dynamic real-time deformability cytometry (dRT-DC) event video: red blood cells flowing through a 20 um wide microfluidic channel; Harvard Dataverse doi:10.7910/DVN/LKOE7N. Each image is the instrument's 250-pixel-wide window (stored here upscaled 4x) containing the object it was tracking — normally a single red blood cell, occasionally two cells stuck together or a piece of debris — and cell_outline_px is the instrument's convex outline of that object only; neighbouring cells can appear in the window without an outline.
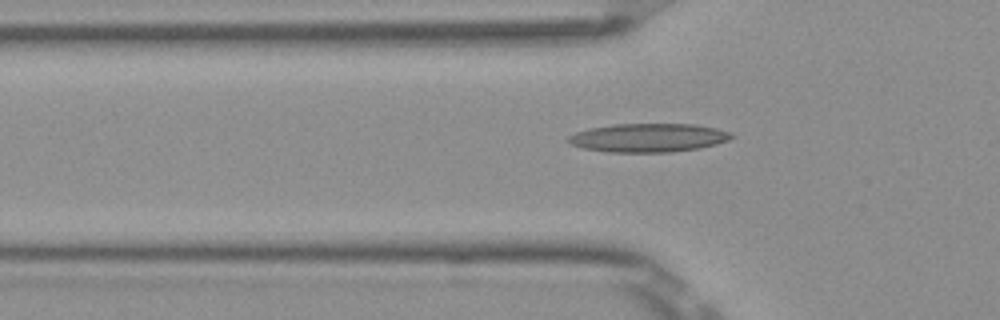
{"species": "Egyptian fruit bat (a non-hibernating species)", "species_latin": "Rousettus aegyptiacus", "temperature_condition": "room temperature", "stored_images_in_passage": 48, "camera_frame_rate_fps": 3000, "um_per_image_px": 0.085, "frame": {"image": 1, "passage_image": 17, "time_ms": 5.333, "image_size_px": [1000, 320], "cell_outline_px": [[736, 136], [728, 140], [716, 144], [700, 148], [672, 152], [608, 152], [584, 148], [572, 144], [568, 140], [568, 136], [576, 132], [588, 128], [612, 124], [696, 124], [716, 128], [732, 132]], "centroid_in_image_um": [55.15, 11.7], "position_along_channel_um": 70.6, "area_um2": 27.34}}
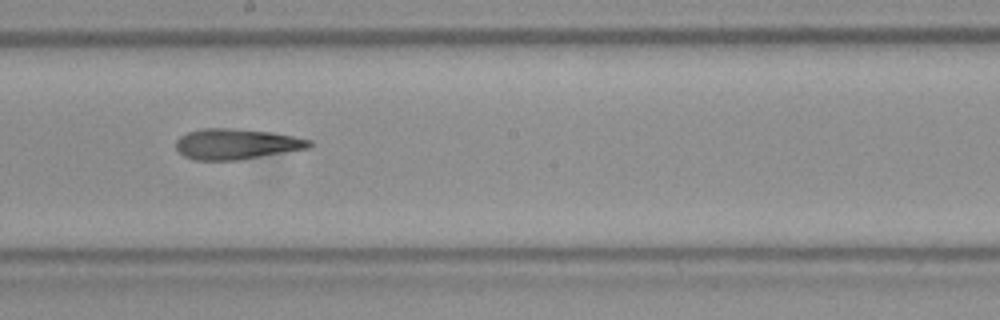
{"frame": {"image": 2, "passage_image": 29, "time_ms": 9.333, "image_size_px": [1000, 320], "cell_outline_px": [[312, 144], [308, 148], [236, 160], [196, 160], [184, 156], [176, 148], [176, 140], [180, 136], [188, 132], [204, 128], [232, 128], [272, 132], [312, 140]], "centroid_in_image_um": [20.06, 12.23], "position_along_channel_um": 228.1, "area_um2": 23.52}}
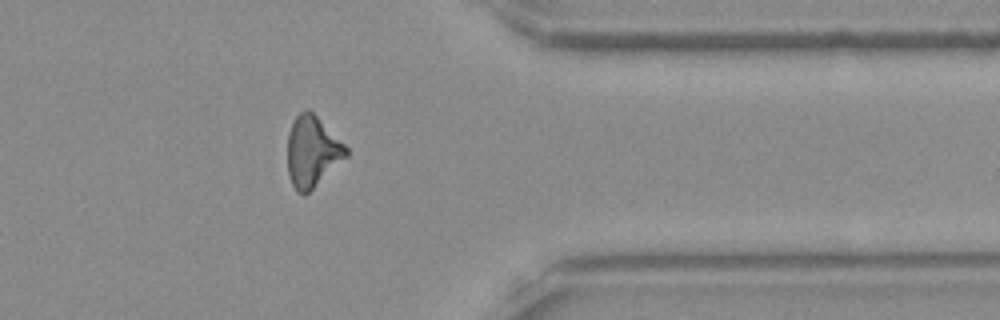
{"frame": {"image": 3, "passage_image": 42, "time_ms": 13.667, "image_size_px": [1000, 320], "cell_outline_px": [[348, 156], [304, 196], [296, 192], [292, 184], [288, 172], [288, 132], [296, 116], [300, 112], [308, 108], [348, 148]], "centroid_in_image_um": [26.53, 12.9], "position_along_channel_um": 384.9, "area_um2": 23.93}, "authors_computed_cell_mechanics": {"area_um2": 24.0737, "velocity_mm_per_s": 3.9045, "shape_relaxation_time_tau1_ms": 7.2321, "shape_relaxation_time_tau2_ms": 4.1924, "deformation_change_tau1": 0.226, "deformation_change_tau2": 0.1676}}